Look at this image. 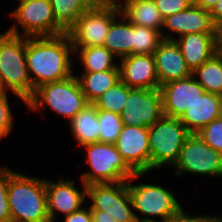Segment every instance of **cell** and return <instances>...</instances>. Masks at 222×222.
<instances>
[{
	"label": "cell",
	"mask_w": 222,
	"mask_h": 222,
	"mask_svg": "<svg viewBox=\"0 0 222 222\" xmlns=\"http://www.w3.org/2000/svg\"><path fill=\"white\" fill-rule=\"evenodd\" d=\"M192 75L206 92L222 96V55H213L196 68Z\"/></svg>",
	"instance_id": "cell-27"
},
{
	"label": "cell",
	"mask_w": 222,
	"mask_h": 222,
	"mask_svg": "<svg viewBox=\"0 0 222 222\" xmlns=\"http://www.w3.org/2000/svg\"><path fill=\"white\" fill-rule=\"evenodd\" d=\"M196 134L207 145L222 153V116L213 120Z\"/></svg>",
	"instance_id": "cell-31"
},
{
	"label": "cell",
	"mask_w": 222,
	"mask_h": 222,
	"mask_svg": "<svg viewBox=\"0 0 222 222\" xmlns=\"http://www.w3.org/2000/svg\"><path fill=\"white\" fill-rule=\"evenodd\" d=\"M103 46L118 60L133 54V24L122 14L111 23Z\"/></svg>",
	"instance_id": "cell-23"
},
{
	"label": "cell",
	"mask_w": 222,
	"mask_h": 222,
	"mask_svg": "<svg viewBox=\"0 0 222 222\" xmlns=\"http://www.w3.org/2000/svg\"><path fill=\"white\" fill-rule=\"evenodd\" d=\"M87 197L91 210L105 211L116 222H138L127 181L91 184L87 186Z\"/></svg>",
	"instance_id": "cell-11"
},
{
	"label": "cell",
	"mask_w": 222,
	"mask_h": 222,
	"mask_svg": "<svg viewBox=\"0 0 222 222\" xmlns=\"http://www.w3.org/2000/svg\"><path fill=\"white\" fill-rule=\"evenodd\" d=\"M147 173H135L128 181V190L133 202L138 222H167L181 208L175 194L159 184H133L132 182ZM142 214L144 217L138 216ZM160 218V221L155 219Z\"/></svg>",
	"instance_id": "cell-5"
},
{
	"label": "cell",
	"mask_w": 222,
	"mask_h": 222,
	"mask_svg": "<svg viewBox=\"0 0 222 222\" xmlns=\"http://www.w3.org/2000/svg\"><path fill=\"white\" fill-rule=\"evenodd\" d=\"M8 202L12 222H51L47 210L45 178L9 169Z\"/></svg>",
	"instance_id": "cell-2"
},
{
	"label": "cell",
	"mask_w": 222,
	"mask_h": 222,
	"mask_svg": "<svg viewBox=\"0 0 222 222\" xmlns=\"http://www.w3.org/2000/svg\"><path fill=\"white\" fill-rule=\"evenodd\" d=\"M213 222H222V215H218V217Z\"/></svg>",
	"instance_id": "cell-41"
},
{
	"label": "cell",
	"mask_w": 222,
	"mask_h": 222,
	"mask_svg": "<svg viewBox=\"0 0 222 222\" xmlns=\"http://www.w3.org/2000/svg\"><path fill=\"white\" fill-rule=\"evenodd\" d=\"M163 19L181 12L194 2L192 0H154Z\"/></svg>",
	"instance_id": "cell-34"
},
{
	"label": "cell",
	"mask_w": 222,
	"mask_h": 222,
	"mask_svg": "<svg viewBox=\"0 0 222 222\" xmlns=\"http://www.w3.org/2000/svg\"><path fill=\"white\" fill-rule=\"evenodd\" d=\"M82 92L88 103H93L109 88L117 84L120 78V69H110L98 72H83L76 75Z\"/></svg>",
	"instance_id": "cell-24"
},
{
	"label": "cell",
	"mask_w": 222,
	"mask_h": 222,
	"mask_svg": "<svg viewBox=\"0 0 222 222\" xmlns=\"http://www.w3.org/2000/svg\"><path fill=\"white\" fill-rule=\"evenodd\" d=\"M164 29L168 32H162L163 39L175 40L191 33H214V23L210 11L204 10L193 3L185 10L165 18ZM175 34H178V36L175 37Z\"/></svg>",
	"instance_id": "cell-16"
},
{
	"label": "cell",
	"mask_w": 222,
	"mask_h": 222,
	"mask_svg": "<svg viewBox=\"0 0 222 222\" xmlns=\"http://www.w3.org/2000/svg\"><path fill=\"white\" fill-rule=\"evenodd\" d=\"M0 88L12 92L24 105L32 97L26 63V36L3 32L0 35Z\"/></svg>",
	"instance_id": "cell-3"
},
{
	"label": "cell",
	"mask_w": 222,
	"mask_h": 222,
	"mask_svg": "<svg viewBox=\"0 0 222 222\" xmlns=\"http://www.w3.org/2000/svg\"><path fill=\"white\" fill-rule=\"evenodd\" d=\"M191 133L179 118L163 115L148 128L150 172L172 166L177 162L180 150Z\"/></svg>",
	"instance_id": "cell-6"
},
{
	"label": "cell",
	"mask_w": 222,
	"mask_h": 222,
	"mask_svg": "<svg viewBox=\"0 0 222 222\" xmlns=\"http://www.w3.org/2000/svg\"><path fill=\"white\" fill-rule=\"evenodd\" d=\"M83 189H77L74 180L60 177L58 181L45 178L47 210L51 222L57 219L56 213L63 216L71 214L83 207L87 198V185L81 180Z\"/></svg>",
	"instance_id": "cell-13"
},
{
	"label": "cell",
	"mask_w": 222,
	"mask_h": 222,
	"mask_svg": "<svg viewBox=\"0 0 222 222\" xmlns=\"http://www.w3.org/2000/svg\"><path fill=\"white\" fill-rule=\"evenodd\" d=\"M175 42L191 72L215 55L214 33H191L176 38Z\"/></svg>",
	"instance_id": "cell-20"
},
{
	"label": "cell",
	"mask_w": 222,
	"mask_h": 222,
	"mask_svg": "<svg viewBox=\"0 0 222 222\" xmlns=\"http://www.w3.org/2000/svg\"><path fill=\"white\" fill-rule=\"evenodd\" d=\"M221 116L222 96L205 92L179 119L191 134H196Z\"/></svg>",
	"instance_id": "cell-19"
},
{
	"label": "cell",
	"mask_w": 222,
	"mask_h": 222,
	"mask_svg": "<svg viewBox=\"0 0 222 222\" xmlns=\"http://www.w3.org/2000/svg\"><path fill=\"white\" fill-rule=\"evenodd\" d=\"M63 222H93L91 208L82 207L81 209L65 215Z\"/></svg>",
	"instance_id": "cell-36"
},
{
	"label": "cell",
	"mask_w": 222,
	"mask_h": 222,
	"mask_svg": "<svg viewBox=\"0 0 222 222\" xmlns=\"http://www.w3.org/2000/svg\"><path fill=\"white\" fill-rule=\"evenodd\" d=\"M210 15L214 24L222 21V0H219L212 8Z\"/></svg>",
	"instance_id": "cell-39"
},
{
	"label": "cell",
	"mask_w": 222,
	"mask_h": 222,
	"mask_svg": "<svg viewBox=\"0 0 222 222\" xmlns=\"http://www.w3.org/2000/svg\"><path fill=\"white\" fill-rule=\"evenodd\" d=\"M174 168L178 177L188 173L222 178V153L207 145L199 135L190 134Z\"/></svg>",
	"instance_id": "cell-10"
},
{
	"label": "cell",
	"mask_w": 222,
	"mask_h": 222,
	"mask_svg": "<svg viewBox=\"0 0 222 222\" xmlns=\"http://www.w3.org/2000/svg\"><path fill=\"white\" fill-rule=\"evenodd\" d=\"M120 13L133 25L163 32L164 19L154 0H115ZM122 1V2H120Z\"/></svg>",
	"instance_id": "cell-21"
},
{
	"label": "cell",
	"mask_w": 222,
	"mask_h": 222,
	"mask_svg": "<svg viewBox=\"0 0 222 222\" xmlns=\"http://www.w3.org/2000/svg\"><path fill=\"white\" fill-rule=\"evenodd\" d=\"M8 93L0 95V142L2 139L9 137L14 127V118L12 109L8 100Z\"/></svg>",
	"instance_id": "cell-33"
},
{
	"label": "cell",
	"mask_w": 222,
	"mask_h": 222,
	"mask_svg": "<svg viewBox=\"0 0 222 222\" xmlns=\"http://www.w3.org/2000/svg\"><path fill=\"white\" fill-rule=\"evenodd\" d=\"M114 145L135 173H149L148 127L124 125Z\"/></svg>",
	"instance_id": "cell-14"
},
{
	"label": "cell",
	"mask_w": 222,
	"mask_h": 222,
	"mask_svg": "<svg viewBox=\"0 0 222 222\" xmlns=\"http://www.w3.org/2000/svg\"><path fill=\"white\" fill-rule=\"evenodd\" d=\"M93 222H116L114 218L109 216L105 211L102 210H91Z\"/></svg>",
	"instance_id": "cell-38"
},
{
	"label": "cell",
	"mask_w": 222,
	"mask_h": 222,
	"mask_svg": "<svg viewBox=\"0 0 222 222\" xmlns=\"http://www.w3.org/2000/svg\"><path fill=\"white\" fill-rule=\"evenodd\" d=\"M74 55L81 62L83 72H98L110 69H119L115 62L117 57L104 46L79 47L74 49Z\"/></svg>",
	"instance_id": "cell-25"
},
{
	"label": "cell",
	"mask_w": 222,
	"mask_h": 222,
	"mask_svg": "<svg viewBox=\"0 0 222 222\" xmlns=\"http://www.w3.org/2000/svg\"><path fill=\"white\" fill-rule=\"evenodd\" d=\"M120 14L119 6L115 0L96 2L67 31L71 38L73 49L103 46L111 23Z\"/></svg>",
	"instance_id": "cell-8"
},
{
	"label": "cell",
	"mask_w": 222,
	"mask_h": 222,
	"mask_svg": "<svg viewBox=\"0 0 222 222\" xmlns=\"http://www.w3.org/2000/svg\"><path fill=\"white\" fill-rule=\"evenodd\" d=\"M9 13L12 26L6 31L17 36H58L66 31L56 22L50 0H19ZM22 29V33L19 31Z\"/></svg>",
	"instance_id": "cell-9"
},
{
	"label": "cell",
	"mask_w": 222,
	"mask_h": 222,
	"mask_svg": "<svg viewBox=\"0 0 222 222\" xmlns=\"http://www.w3.org/2000/svg\"><path fill=\"white\" fill-rule=\"evenodd\" d=\"M163 114L180 118L206 92L193 75L160 86Z\"/></svg>",
	"instance_id": "cell-15"
},
{
	"label": "cell",
	"mask_w": 222,
	"mask_h": 222,
	"mask_svg": "<svg viewBox=\"0 0 222 222\" xmlns=\"http://www.w3.org/2000/svg\"><path fill=\"white\" fill-rule=\"evenodd\" d=\"M214 52L222 55V21L214 24Z\"/></svg>",
	"instance_id": "cell-37"
},
{
	"label": "cell",
	"mask_w": 222,
	"mask_h": 222,
	"mask_svg": "<svg viewBox=\"0 0 222 222\" xmlns=\"http://www.w3.org/2000/svg\"><path fill=\"white\" fill-rule=\"evenodd\" d=\"M184 208L182 207L172 218H170L167 222H213L218 216L215 215H207V214H200L191 216L187 212H185Z\"/></svg>",
	"instance_id": "cell-35"
},
{
	"label": "cell",
	"mask_w": 222,
	"mask_h": 222,
	"mask_svg": "<svg viewBox=\"0 0 222 222\" xmlns=\"http://www.w3.org/2000/svg\"><path fill=\"white\" fill-rule=\"evenodd\" d=\"M128 97V86L121 80L109 88L92 104L97 110H105L121 114Z\"/></svg>",
	"instance_id": "cell-28"
},
{
	"label": "cell",
	"mask_w": 222,
	"mask_h": 222,
	"mask_svg": "<svg viewBox=\"0 0 222 222\" xmlns=\"http://www.w3.org/2000/svg\"><path fill=\"white\" fill-rule=\"evenodd\" d=\"M99 142L114 144L119 136L123 123L121 116L105 110H98Z\"/></svg>",
	"instance_id": "cell-30"
},
{
	"label": "cell",
	"mask_w": 222,
	"mask_h": 222,
	"mask_svg": "<svg viewBox=\"0 0 222 222\" xmlns=\"http://www.w3.org/2000/svg\"><path fill=\"white\" fill-rule=\"evenodd\" d=\"M160 86L192 75L175 40L164 39L154 52Z\"/></svg>",
	"instance_id": "cell-18"
},
{
	"label": "cell",
	"mask_w": 222,
	"mask_h": 222,
	"mask_svg": "<svg viewBox=\"0 0 222 222\" xmlns=\"http://www.w3.org/2000/svg\"><path fill=\"white\" fill-rule=\"evenodd\" d=\"M163 40L162 32L133 25V54H154Z\"/></svg>",
	"instance_id": "cell-29"
},
{
	"label": "cell",
	"mask_w": 222,
	"mask_h": 222,
	"mask_svg": "<svg viewBox=\"0 0 222 222\" xmlns=\"http://www.w3.org/2000/svg\"><path fill=\"white\" fill-rule=\"evenodd\" d=\"M80 148L86 149V163L89 171L82 173L81 181L91 184L128 181L135 172L126 164L114 144L91 143Z\"/></svg>",
	"instance_id": "cell-7"
},
{
	"label": "cell",
	"mask_w": 222,
	"mask_h": 222,
	"mask_svg": "<svg viewBox=\"0 0 222 222\" xmlns=\"http://www.w3.org/2000/svg\"><path fill=\"white\" fill-rule=\"evenodd\" d=\"M9 167L0 165V222H12L8 202Z\"/></svg>",
	"instance_id": "cell-32"
},
{
	"label": "cell",
	"mask_w": 222,
	"mask_h": 222,
	"mask_svg": "<svg viewBox=\"0 0 222 222\" xmlns=\"http://www.w3.org/2000/svg\"><path fill=\"white\" fill-rule=\"evenodd\" d=\"M121 81L129 88H160L154 54H131L118 60Z\"/></svg>",
	"instance_id": "cell-17"
},
{
	"label": "cell",
	"mask_w": 222,
	"mask_h": 222,
	"mask_svg": "<svg viewBox=\"0 0 222 222\" xmlns=\"http://www.w3.org/2000/svg\"><path fill=\"white\" fill-rule=\"evenodd\" d=\"M68 124L72 137L79 147L99 142L98 110L92 104H87Z\"/></svg>",
	"instance_id": "cell-22"
},
{
	"label": "cell",
	"mask_w": 222,
	"mask_h": 222,
	"mask_svg": "<svg viewBox=\"0 0 222 222\" xmlns=\"http://www.w3.org/2000/svg\"><path fill=\"white\" fill-rule=\"evenodd\" d=\"M56 22L67 32L95 0H50Z\"/></svg>",
	"instance_id": "cell-26"
},
{
	"label": "cell",
	"mask_w": 222,
	"mask_h": 222,
	"mask_svg": "<svg viewBox=\"0 0 222 222\" xmlns=\"http://www.w3.org/2000/svg\"><path fill=\"white\" fill-rule=\"evenodd\" d=\"M160 88L138 89L128 87V97L120 114L123 125L150 127L163 116Z\"/></svg>",
	"instance_id": "cell-12"
},
{
	"label": "cell",
	"mask_w": 222,
	"mask_h": 222,
	"mask_svg": "<svg viewBox=\"0 0 222 222\" xmlns=\"http://www.w3.org/2000/svg\"><path fill=\"white\" fill-rule=\"evenodd\" d=\"M87 104L84 93L76 75L65 79L45 83L35 89L33 96L27 101L28 110L40 111L46 107L58 116L70 121ZM46 106V107H45Z\"/></svg>",
	"instance_id": "cell-4"
},
{
	"label": "cell",
	"mask_w": 222,
	"mask_h": 222,
	"mask_svg": "<svg viewBox=\"0 0 222 222\" xmlns=\"http://www.w3.org/2000/svg\"><path fill=\"white\" fill-rule=\"evenodd\" d=\"M219 0H196L194 3L204 10L211 11Z\"/></svg>",
	"instance_id": "cell-40"
},
{
	"label": "cell",
	"mask_w": 222,
	"mask_h": 222,
	"mask_svg": "<svg viewBox=\"0 0 222 222\" xmlns=\"http://www.w3.org/2000/svg\"><path fill=\"white\" fill-rule=\"evenodd\" d=\"M74 49L66 32L58 36H26V63L32 96L39 86L73 75Z\"/></svg>",
	"instance_id": "cell-1"
}]
</instances>
